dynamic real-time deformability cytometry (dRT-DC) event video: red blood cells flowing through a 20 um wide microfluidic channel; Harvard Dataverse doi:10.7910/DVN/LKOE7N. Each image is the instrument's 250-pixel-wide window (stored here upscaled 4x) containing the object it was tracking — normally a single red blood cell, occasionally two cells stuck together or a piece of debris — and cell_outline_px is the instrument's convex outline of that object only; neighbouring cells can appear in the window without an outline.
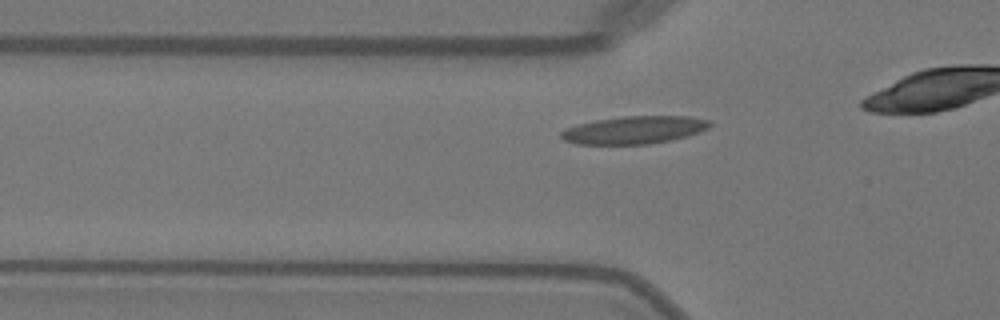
{"species": "Egyptian fruit bat (a non-hibernating species)", "species_latin": "Rousettus aegyptiacus", "temperature_condition": "warm", "stored_images_in_passage": 14, "camera_frame_rate_fps": 3000, "um_per_image_px": 0.085, "animal": {"sex": "female"}, "frame": {"image": 1, "passage_image": 8, "time_ms": 2.333, "image_size_px": [1000, 320], "cell_outline_px": [[712, 124], [708, 128], [700, 132], [688, 136], [672, 140], [648, 144], [576, 144], [564, 140], [560, 136], [560, 132], [564, 128], [596, 120], [624, 116], [688, 116], [712, 120]], "centroid_in_image_um": [53.94, 11.04], "position_along_channel_um": 71.9, "area_um2": 24.16}}
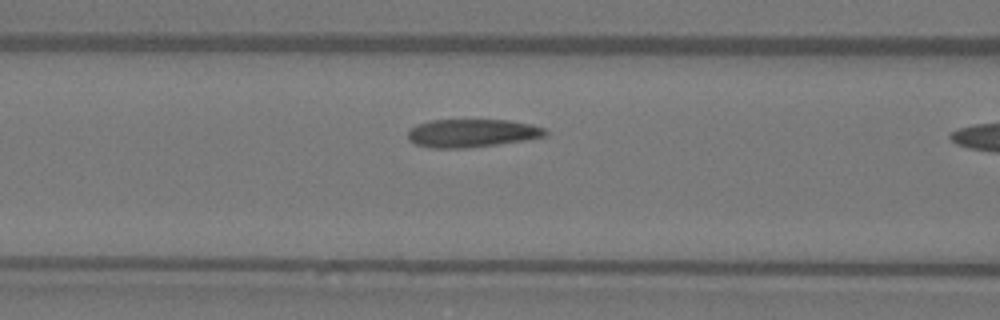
{"frame": {"image": 2, "passage_image": 12, "time_ms": 3.667, "image_size_px": [1000, 320], "cell_outline_px": [[548, 136], [524, 140], [496, 144], [464, 148], [432, 148], [416, 144], [408, 140], [408, 132], [416, 124], [432, 120], [508, 120], [532, 124], [544, 128], [548, 132]], "centroid_in_image_um": [40.13, 11.31], "position_along_channel_um": 126.5, "area_um2": 22.48}}